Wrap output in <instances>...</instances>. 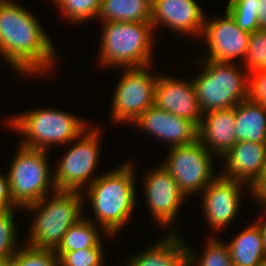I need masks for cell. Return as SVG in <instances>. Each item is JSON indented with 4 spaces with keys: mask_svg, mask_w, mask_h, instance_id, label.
<instances>
[{
    "mask_svg": "<svg viewBox=\"0 0 266 266\" xmlns=\"http://www.w3.org/2000/svg\"><path fill=\"white\" fill-rule=\"evenodd\" d=\"M54 52L33 14L15 2L0 5V53L11 68L24 75L46 73Z\"/></svg>",
    "mask_w": 266,
    "mask_h": 266,
    "instance_id": "cell-1",
    "label": "cell"
},
{
    "mask_svg": "<svg viewBox=\"0 0 266 266\" xmlns=\"http://www.w3.org/2000/svg\"><path fill=\"white\" fill-rule=\"evenodd\" d=\"M128 162L114 171L99 175L87 186L92 211L103 232L108 236L118 233L133 213L136 201L134 170Z\"/></svg>",
    "mask_w": 266,
    "mask_h": 266,
    "instance_id": "cell-2",
    "label": "cell"
},
{
    "mask_svg": "<svg viewBox=\"0 0 266 266\" xmlns=\"http://www.w3.org/2000/svg\"><path fill=\"white\" fill-rule=\"evenodd\" d=\"M49 200L28 204L23 209L35 211L36 216L31 226L30 236L25 238L36 248L55 250L67 230L82 217V204L85 203L80 191H56ZM83 197V198H82ZM29 238V239H28Z\"/></svg>",
    "mask_w": 266,
    "mask_h": 266,
    "instance_id": "cell-3",
    "label": "cell"
},
{
    "mask_svg": "<svg viewBox=\"0 0 266 266\" xmlns=\"http://www.w3.org/2000/svg\"><path fill=\"white\" fill-rule=\"evenodd\" d=\"M153 34L151 22H104L100 62L111 67L148 68Z\"/></svg>",
    "mask_w": 266,
    "mask_h": 266,
    "instance_id": "cell-4",
    "label": "cell"
},
{
    "mask_svg": "<svg viewBox=\"0 0 266 266\" xmlns=\"http://www.w3.org/2000/svg\"><path fill=\"white\" fill-rule=\"evenodd\" d=\"M8 124L24 134L25 141L20 145L46 151L51 144L75 142L88 128L81 118L53 109L30 110L14 116Z\"/></svg>",
    "mask_w": 266,
    "mask_h": 266,
    "instance_id": "cell-5",
    "label": "cell"
},
{
    "mask_svg": "<svg viewBox=\"0 0 266 266\" xmlns=\"http://www.w3.org/2000/svg\"><path fill=\"white\" fill-rule=\"evenodd\" d=\"M203 62V72L192 80L203 114L235 107L248 98V76L242 75L244 73L234 64L211 60Z\"/></svg>",
    "mask_w": 266,
    "mask_h": 266,
    "instance_id": "cell-6",
    "label": "cell"
},
{
    "mask_svg": "<svg viewBox=\"0 0 266 266\" xmlns=\"http://www.w3.org/2000/svg\"><path fill=\"white\" fill-rule=\"evenodd\" d=\"M46 152L20 145L14 156L7 176L13 202L18 208L22 207L21 210L28 204L48 196L52 188L53 193L57 191L49 174L51 169Z\"/></svg>",
    "mask_w": 266,
    "mask_h": 266,
    "instance_id": "cell-7",
    "label": "cell"
},
{
    "mask_svg": "<svg viewBox=\"0 0 266 266\" xmlns=\"http://www.w3.org/2000/svg\"><path fill=\"white\" fill-rule=\"evenodd\" d=\"M213 155L197 140L194 143L171 147L164 168L176 180L181 192L188 197L202 192L215 179Z\"/></svg>",
    "mask_w": 266,
    "mask_h": 266,
    "instance_id": "cell-8",
    "label": "cell"
},
{
    "mask_svg": "<svg viewBox=\"0 0 266 266\" xmlns=\"http://www.w3.org/2000/svg\"><path fill=\"white\" fill-rule=\"evenodd\" d=\"M85 130L75 141V145L63 156L53 177L56 190L80 191L92 184L97 177L92 176L98 164L99 130ZM91 180V181H90ZM88 182V183H87Z\"/></svg>",
    "mask_w": 266,
    "mask_h": 266,
    "instance_id": "cell-9",
    "label": "cell"
},
{
    "mask_svg": "<svg viewBox=\"0 0 266 266\" xmlns=\"http://www.w3.org/2000/svg\"><path fill=\"white\" fill-rule=\"evenodd\" d=\"M112 99V120L134 123L150 106L154 105L157 77L146 67L125 69Z\"/></svg>",
    "mask_w": 266,
    "mask_h": 266,
    "instance_id": "cell-10",
    "label": "cell"
},
{
    "mask_svg": "<svg viewBox=\"0 0 266 266\" xmlns=\"http://www.w3.org/2000/svg\"><path fill=\"white\" fill-rule=\"evenodd\" d=\"M225 15L209 22L205 18L201 37L207 41L209 54L204 60L230 63L236 57H245L250 33L240 29L227 11Z\"/></svg>",
    "mask_w": 266,
    "mask_h": 266,
    "instance_id": "cell-11",
    "label": "cell"
},
{
    "mask_svg": "<svg viewBox=\"0 0 266 266\" xmlns=\"http://www.w3.org/2000/svg\"><path fill=\"white\" fill-rule=\"evenodd\" d=\"M245 183L217 175L202 191L203 213L210 227L221 229L235 219Z\"/></svg>",
    "mask_w": 266,
    "mask_h": 266,
    "instance_id": "cell-12",
    "label": "cell"
},
{
    "mask_svg": "<svg viewBox=\"0 0 266 266\" xmlns=\"http://www.w3.org/2000/svg\"><path fill=\"white\" fill-rule=\"evenodd\" d=\"M145 180L148 206L154 220L159 225L166 226L175 220L179 207L185 199L176 180L169 174L163 165L154 168Z\"/></svg>",
    "mask_w": 266,
    "mask_h": 266,
    "instance_id": "cell-13",
    "label": "cell"
},
{
    "mask_svg": "<svg viewBox=\"0 0 266 266\" xmlns=\"http://www.w3.org/2000/svg\"><path fill=\"white\" fill-rule=\"evenodd\" d=\"M154 105L173 115L187 119L198 127L203 113L196 97L193 81L159 76L155 87Z\"/></svg>",
    "mask_w": 266,
    "mask_h": 266,
    "instance_id": "cell-14",
    "label": "cell"
},
{
    "mask_svg": "<svg viewBox=\"0 0 266 266\" xmlns=\"http://www.w3.org/2000/svg\"><path fill=\"white\" fill-rule=\"evenodd\" d=\"M133 124L157 139L171 143L169 147L187 145L198 140L199 130L195 123L155 105L150 106Z\"/></svg>",
    "mask_w": 266,
    "mask_h": 266,
    "instance_id": "cell-15",
    "label": "cell"
},
{
    "mask_svg": "<svg viewBox=\"0 0 266 266\" xmlns=\"http://www.w3.org/2000/svg\"><path fill=\"white\" fill-rule=\"evenodd\" d=\"M204 12L195 0H152V27L167 25L178 33L202 34Z\"/></svg>",
    "mask_w": 266,
    "mask_h": 266,
    "instance_id": "cell-16",
    "label": "cell"
},
{
    "mask_svg": "<svg viewBox=\"0 0 266 266\" xmlns=\"http://www.w3.org/2000/svg\"><path fill=\"white\" fill-rule=\"evenodd\" d=\"M221 158L226 162V169L219 175L241 181L251 188L266 167V144L237 142Z\"/></svg>",
    "mask_w": 266,
    "mask_h": 266,
    "instance_id": "cell-17",
    "label": "cell"
},
{
    "mask_svg": "<svg viewBox=\"0 0 266 266\" xmlns=\"http://www.w3.org/2000/svg\"><path fill=\"white\" fill-rule=\"evenodd\" d=\"M202 117L198 127V140L206 149L210 148L208 150L214 156L216 154L220 157L223 156L237 143L235 107L211 110L204 113Z\"/></svg>",
    "mask_w": 266,
    "mask_h": 266,
    "instance_id": "cell-18",
    "label": "cell"
},
{
    "mask_svg": "<svg viewBox=\"0 0 266 266\" xmlns=\"http://www.w3.org/2000/svg\"><path fill=\"white\" fill-rule=\"evenodd\" d=\"M184 243L173 231L126 263L128 266H189L188 246Z\"/></svg>",
    "mask_w": 266,
    "mask_h": 266,
    "instance_id": "cell-19",
    "label": "cell"
},
{
    "mask_svg": "<svg viewBox=\"0 0 266 266\" xmlns=\"http://www.w3.org/2000/svg\"><path fill=\"white\" fill-rule=\"evenodd\" d=\"M237 142L266 144V108L248 98L235 106Z\"/></svg>",
    "mask_w": 266,
    "mask_h": 266,
    "instance_id": "cell-20",
    "label": "cell"
},
{
    "mask_svg": "<svg viewBox=\"0 0 266 266\" xmlns=\"http://www.w3.org/2000/svg\"><path fill=\"white\" fill-rule=\"evenodd\" d=\"M232 263L239 266H258L266 259L263 236L259 226H248L229 242Z\"/></svg>",
    "mask_w": 266,
    "mask_h": 266,
    "instance_id": "cell-21",
    "label": "cell"
},
{
    "mask_svg": "<svg viewBox=\"0 0 266 266\" xmlns=\"http://www.w3.org/2000/svg\"><path fill=\"white\" fill-rule=\"evenodd\" d=\"M152 0H102L97 17L104 22H150Z\"/></svg>",
    "mask_w": 266,
    "mask_h": 266,
    "instance_id": "cell-22",
    "label": "cell"
},
{
    "mask_svg": "<svg viewBox=\"0 0 266 266\" xmlns=\"http://www.w3.org/2000/svg\"><path fill=\"white\" fill-rule=\"evenodd\" d=\"M95 222L81 218L63 235L62 240L54 252H68L97 247L102 241Z\"/></svg>",
    "mask_w": 266,
    "mask_h": 266,
    "instance_id": "cell-23",
    "label": "cell"
},
{
    "mask_svg": "<svg viewBox=\"0 0 266 266\" xmlns=\"http://www.w3.org/2000/svg\"><path fill=\"white\" fill-rule=\"evenodd\" d=\"M6 266H59V259L54 250L27 244L8 259Z\"/></svg>",
    "mask_w": 266,
    "mask_h": 266,
    "instance_id": "cell-24",
    "label": "cell"
},
{
    "mask_svg": "<svg viewBox=\"0 0 266 266\" xmlns=\"http://www.w3.org/2000/svg\"><path fill=\"white\" fill-rule=\"evenodd\" d=\"M207 242L205 251L202 253V258L200 257L198 264H195L197 255L194 254L189 248H187L189 256V266H231L232 259L231 253L228 245L221 242L220 239L211 238Z\"/></svg>",
    "mask_w": 266,
    "mask_h": 266,
    "instance_id": "cell-25",
    "label": "cell"
},
{
    "mask_svg": "<svg viewBox=\"0 0 266 266\" xmlns=\"http://www.w3.org/2000/svg\"><path fill=\"white\" fill-rule=\"evenodd\" d=\"M257 3L258 0H229L226 11L240 29L252 33L259 29Z\"/></svg>",
    "mask_w": 266,
    "mask_h": 266,
    "instance_id": "cell-26",
    "label": "cell"
},
{
    "mask_svg": "<svg viewBox=\"0 0 266 266\" xmlns=\"http://www.w3.org/2000/svg\"><path fill=\"white\" fill-rule=\"evenodd\" d=\"M70 22H82L99 14L102 0H53ZM68 17V18H67Z\"/></svg>",
    "mask_w": 266,
    "mask_h": 266,
    "instance_id": "cell-27",
    "label": "cell"
},
{
    "mask_svg": "<svg viewBox=\"0 0 266 266\" xmlns=\"http://www.w3.org/2000/svg\"><path fill=\"white\" fill-rule=\"evenodd\" d=\"M243 63L250 73L258 69L266 71V29H257L250 33Z\"/></svg>",
    "mask_w": 266,
    "mask_h": 266,
    "instance_id": "cell-28",
    "label": "cell"
},
{
    "mask_svg": "<svg viewBox=\"0 0 266 266\" xmlns=\"http://www.w3.org/2000/svg\"><path fill=\"white\" fill-rule=\"evenodd\" d=\"M102 243L97 247L82 250L55 252L59 259V266H102Z\"/></svg>",
    "mask_w": 266,
    "mask_h": 266,
    "instance_id": "cell-29",
    "label": "cell"
},
{
    "mask_svg": "<svg viewBox=\"0 0 266 266\" xmlns=\"http://www.w3.org/2000/svg\"><path fill=\"white\" fill-rule=\"evenodd\" d=\"M13 210L0 211V257L11 258L18 250Z\"/></svg>",
    "mask_w": 266,
    "mask_h": 266,
    "instance_id": "cell-30",
    "label": "cell"
},
{
    "mask_svg": "<svg viewBox=\"0 0 266 266\" xmlns=\"http://www.w3.org/2000/svg\"><path fill=\"white\" fill-rule=\"evenodd\" d=\"M248 99L266 108V71L258 69L249 73Z\"/></svg>",
    "mask_w": 266,
    "mask_h": 266,
    "instance_id": "cell-31",
    "label": "cell"
},
{
    "mask_svg": "<svg viewBox=\"0 0 266 266\" xmlns=\"http://www.w3.org/2000/svg\"><path fill=\"white\" fill-rule=\"evenodd\" d=\"M16 204L13 202V198L11 195L10 184L8 180V176L2 175L0 173V211L15 209Z\"/></svg>",
    "mask_w": 266,
    "mask_h": 266,
    "instance_id": "cell-32",
    "label": "cell"
},
{
    "mask_svg": "<svg viewBox=\"0 0 266 266\" xmlns=\"http://www.w3.org/2000/svg\"><path fill=\"white\" fill-rule=\"evenodd\" d=\"M250 192H253L254 198L261 203V206H266V167L260 178L251 186Z\"/></svg>",
    "mask_w": 266,
    "mask_h": 266,
    "instance_id": "cell-33",
    "label": "cell"
},
{
    "mask_svg": "<svg viewBox=\"0 0 266 266\" xmlns=\"http://www.w3.org/2000/svg\"><path fill=\"white\" fill-rule=\"evenodd\" d=\"M257 11L259 29H266V0H258Z\"/></svg>",
    "mask_w": 266,
    "mask_h": 266,
    "instance_id": "cell-34",
    "label": "cell"
},
{
    "mask_svg": "<svg viewBox=\"0 0 266 266\" xmlns=\"http://www.w3.org/2000/svg\"><path fill=\"white\" fill-rule=\"evenodd\" d=\"M260 230H261V233H262V236H263V245H264V249H265V252H266V220L264 219L263 222H260V220L256 223Z\"/></svg>",
    "mask_w": 266,
    "mask_h": 266,
    "instance_id": "cell-35",
    "label": "cell"
},
{
    "mask_svg": "<svg viewBox=\"0 0 266 266\" xmlns=\"http://www.w3.org/2000/svg\"><path fill=\"white\" fill-rule=\"evenodd\" d=\"M8 259L7 257H0V266H6Z\"/></svg>",
    "mask_w": 266,
    "mask_h": 266,
    "instance_id": "cell-36",
    "label": "cell"
},
{
    "mask_svg": "<svg viewBox=\"0 0 266 266\" xmlns=\"http://www.w3.org/2000/svg\"><path fill=\"white\" fill-rule=\"evenodd\" d=\"M10 2H13V0L12 1L11 0H0V5H4Z\"/></svg>",
    "mask_w": 266,
    "mask_h": 266,
    "instance_id": "cell-37",
    "label": "cell"
},
{
    "mask_svg": "<svg viewBox=\"0 0 266 266\" xmlns=\"http://www.w3.org/2000/svg\"><path fill=\"white\" fill-rule=\"evenodd\" d=\"M258 266H266V259H264Z\"/></svg>",
    "mask_w": 266,
    "mask_h": 266,
    "instance_id": "cell-38",
    "label": "cell"
}]
</instances>
